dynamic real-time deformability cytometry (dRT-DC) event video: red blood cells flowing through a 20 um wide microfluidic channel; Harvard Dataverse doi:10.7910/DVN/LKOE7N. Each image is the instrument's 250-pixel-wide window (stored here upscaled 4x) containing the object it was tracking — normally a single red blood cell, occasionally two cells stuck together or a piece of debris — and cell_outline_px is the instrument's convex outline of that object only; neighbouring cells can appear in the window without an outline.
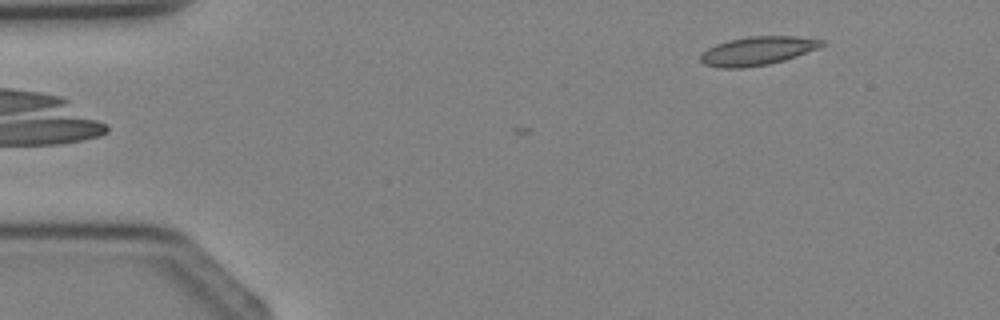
{"species": "Egyptian fruit bat (a non-hibernating species)", "species_latin": "Rousettus aegyptiacus", "temperature_condition": "cold", "stored_images_in_passage": 4, "camera_frame_rate_fps": 3000, "um_per_image_px": 0.085, "animal": {"sex": "female"}, "frame": {"image": 1, "passage_image": 4, "time_ms": 3.667, "image_size_px": [1000, 320], "cell_outline_px": [[824, 44], [820, 48], [784, 60], [768, 64], [744, 68], [720, 68], [704, 64], [700, 60], [700, 52], [716, 44], [728, 40], [748, 36], [796, 36], [824, 40]], "centroid_in_image_um": [64.37, 4.32], "position_along_channel_um": 20.6, "area_um2": 20.35}}